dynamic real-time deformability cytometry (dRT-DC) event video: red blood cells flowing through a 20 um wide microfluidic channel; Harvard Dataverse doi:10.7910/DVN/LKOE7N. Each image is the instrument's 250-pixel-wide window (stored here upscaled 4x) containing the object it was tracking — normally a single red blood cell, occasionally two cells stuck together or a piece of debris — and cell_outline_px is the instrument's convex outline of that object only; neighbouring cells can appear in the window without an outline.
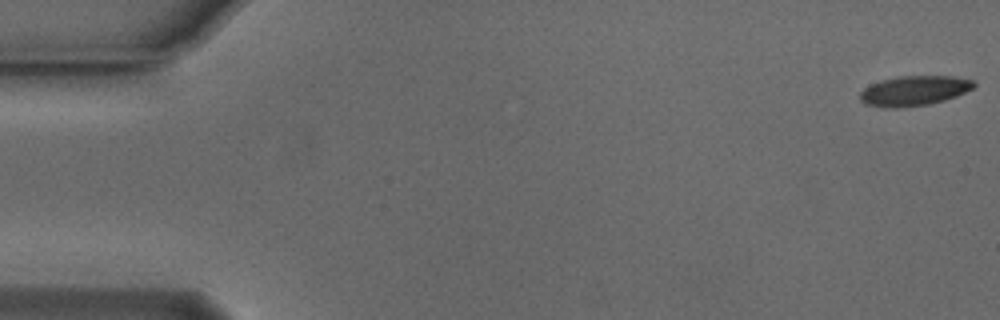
{"species": "Egyptian fruit bat (a non-hibernating species)", "species_latin": "Rousettus aegyptiacus", "temperature_condition": "cold", "stored_images_in_passage": 17, "camera_frame_rate_fps": 3000, "um_per_image_px": 0.085, "animal": {"sex": "male"}, "frame": {"image": 1, "passage_image": 1, "time_ms": 0.0, "image_size_px": [1000, 320], "cell_outline_px": [[976, 84], [972, 88], [956, 96], [944, 100], [928, 104], [896, 108], [864, 104], [860, 100], [860, 92], [864, 88], [880, 80], [900, 76], [952, 76], [972, 80]], "centroid_in_image_um": [77.68, 7.7], "position_along_channel_um": 7.3, "area_um2": 19.59}}